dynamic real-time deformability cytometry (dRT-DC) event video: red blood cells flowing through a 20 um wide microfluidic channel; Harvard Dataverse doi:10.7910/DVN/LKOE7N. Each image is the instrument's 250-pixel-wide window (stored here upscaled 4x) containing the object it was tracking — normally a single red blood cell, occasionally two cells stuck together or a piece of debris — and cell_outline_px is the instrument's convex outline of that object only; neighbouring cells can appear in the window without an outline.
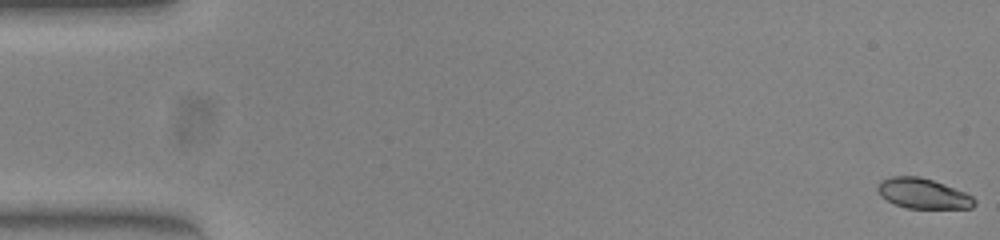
{"species": "common noctule bat (a hibernating species)", "species_latin": "Nyctalus noctula", "temperature_condition": "warm", "stored_images_in_passage": 54, "camera_frame_rate_fps": 3000, "um_per_image_px": 0.085, "animal": {"sex": "female", "body_mass_g": 23.0, "forearm_length_mm": 53.4}, "frame": {"image": 1, "passage_image": 1, "time_ms": 0.0, "image_size_px": [1000, 240], "cell_outline_px": [[976, 204], [972, 208], [908, 208], [896, 204], [880, 196], [876, 188], [880, 180], [892, 176], [920, 176], [944, 184], [964, 192], [972, 196], [976, 200]], "centroid_in_image_um": [78.44, 16.44], "position_along_channel_um": 6.6, "area_um2": 16.99}}
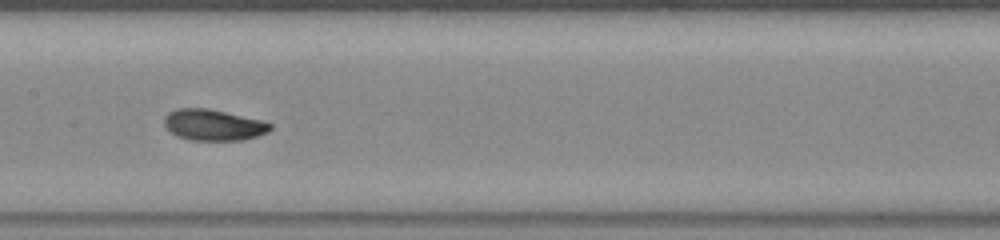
{"frame": {"image": 2, "passage_image": 27, "time_ms": 8.667, "image_size_px": [1000, 240], "cell_outline_px": [[272, 128], [268, 132], [244, 140], [192, 140], [176, 136], [164, 124], [164, 116], [168, 112], [176, 108], [208, 108], [264, 120], [272, 124]], "centroid_in_image_um": [18.15, 10.61], "position_along_channel_um": 189.2, "area_um2": 19.36}}
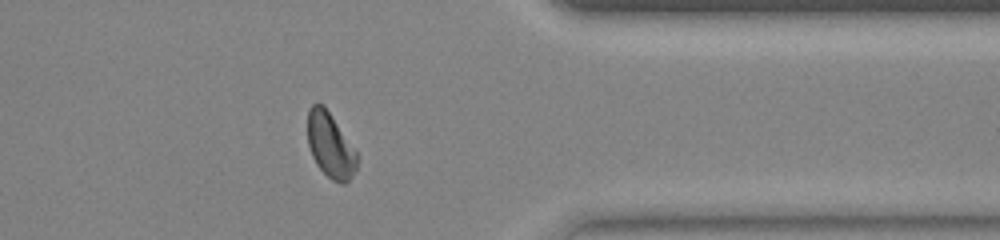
{"frame": {"image": 3, "passage_image": 43, "time_ms": 14.0, "image_size_px": [1000, 240], "cell_outline_px": [[356, 172], [344, 184], [340, 184], [332, 180], [316, 164], [312, 156], [308, 144], [308, 108], [312, 104], [324, 104], [356, 152]], "centroid_in_image_um": [28.06, 12.35], "position_along_channel_um": 383.3, "area_um2": 18.44}, "authors_computed_cell_mechanics": {"area_um2": 18.8428, "velocity_mm_per_s": 3.8893, "shape_relaxation_time_tau1_ms": 2.4999, "shape_relaxation_time_tau2_ms": 1.837, "deformation_change_tau1": 0.1448, "deformation_change_tau2": 0.0688}}